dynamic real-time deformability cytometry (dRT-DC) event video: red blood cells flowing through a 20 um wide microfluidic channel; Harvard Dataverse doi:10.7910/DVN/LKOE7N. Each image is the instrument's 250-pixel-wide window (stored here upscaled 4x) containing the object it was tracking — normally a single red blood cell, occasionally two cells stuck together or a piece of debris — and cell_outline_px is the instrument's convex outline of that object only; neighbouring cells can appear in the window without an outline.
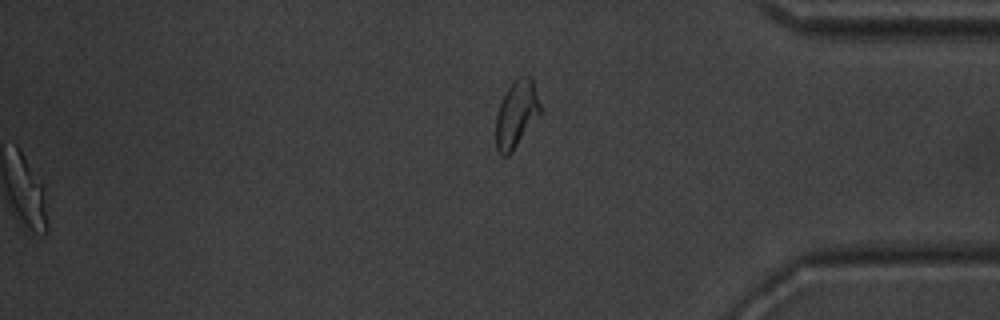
{"species": "common noctule bat (a hibernating species)", "species_latin": "Nyctalus noctula", "temperature_condition": "warm", "stored_images_in_passage": 53, "segment_of_instrument_passage": [2, 2], "camera_frame_rate_fps": 3000, "um_per_image_px": 0.085, "animal": {"sex": "male", "body_mass_g": 20.1, "forearm_length_mm": 53.5}, "frame": {"image": 1, "passage_image": 53, "time_ms": 17.333, "image_size_px": [1000, 320], "cell_outline_px": [[540, 112], [512, 152], [508, 156], [500, 156], [496, 148], [496, 116], [500, 104], [512, 80], [520, 76], [532, 76], [540, 104]], "centroid_in_image_um": [43.87, 9.69], "position_along_channel_um": 391.3, "area_um2": 17.11}}